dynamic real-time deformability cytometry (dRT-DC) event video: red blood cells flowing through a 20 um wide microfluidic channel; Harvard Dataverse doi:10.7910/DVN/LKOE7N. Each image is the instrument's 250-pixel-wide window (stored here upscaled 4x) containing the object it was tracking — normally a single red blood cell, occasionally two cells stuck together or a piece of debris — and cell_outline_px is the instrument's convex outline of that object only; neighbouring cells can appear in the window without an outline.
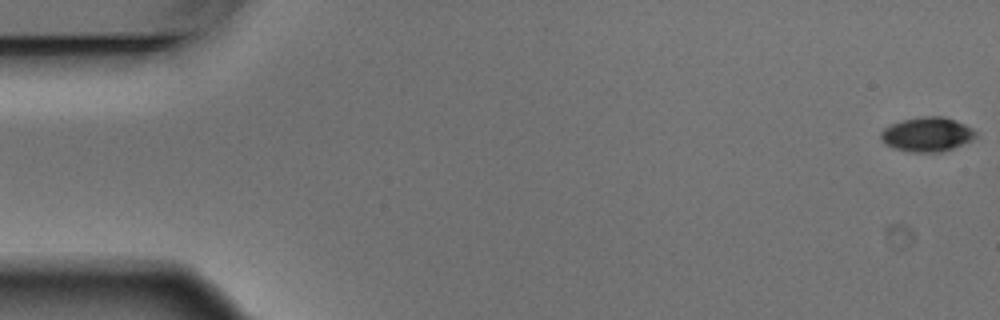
{"species": "Egyptian fruit bat (a non-hibernating species)", "species_latin": "Rousettus aegyptiacus", "temperature_condition": "warm", "stored_images_in_passage": 6, "camera_frame_rate_fps": 3000, "um_per_image_px": 0.085, "animal": {"sex": "male"}, "frame": {"image": 1, "passage_image": 1, "time_ms": 0.0, "image_size_px": [1000, 320], "cell_outline_px": [[976, 136], [972, 140], [952, 148], [940, 152], [912, 152], [896, 148], [884, 144], [880, 140], [880, 132], [884, 128], [900, 120], [916, 116], [944, 116], [956, 120], [972, 128], [976, 132]], "centroid_in_image_um": [78.78, 11.4], "position_along_channel_um": 6.2, "area_um2": 19.13}}
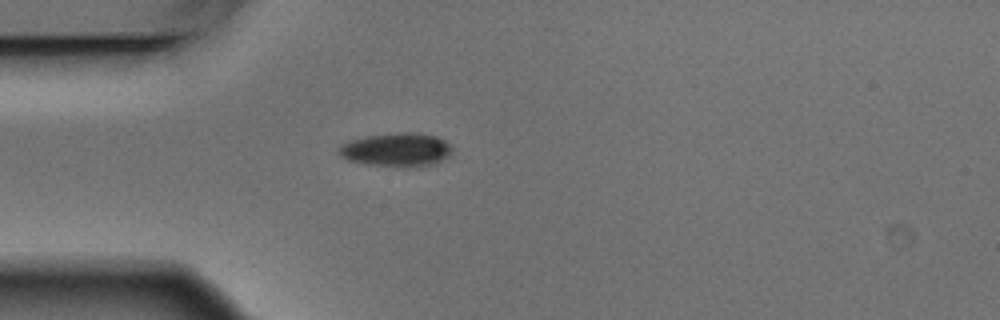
{"frame": {"image": 2, "passage_image": 5, "time_ms": 1.333, "image_size_px": [1000, 320], "cell_outline_px": [[452, 152], [448, 156], [432, 164], [408, 168], [368, 164], [348, 160], [340, 156], [340, 144], [348, 140], [368, 136], [400, 132], [416, 132], [436, 136], [444, 140], [452, 148]], "centroid_in_image_um": [33.7, 12.72], "position_along_channel_um": 51.3, "area_um2": 22.2}}